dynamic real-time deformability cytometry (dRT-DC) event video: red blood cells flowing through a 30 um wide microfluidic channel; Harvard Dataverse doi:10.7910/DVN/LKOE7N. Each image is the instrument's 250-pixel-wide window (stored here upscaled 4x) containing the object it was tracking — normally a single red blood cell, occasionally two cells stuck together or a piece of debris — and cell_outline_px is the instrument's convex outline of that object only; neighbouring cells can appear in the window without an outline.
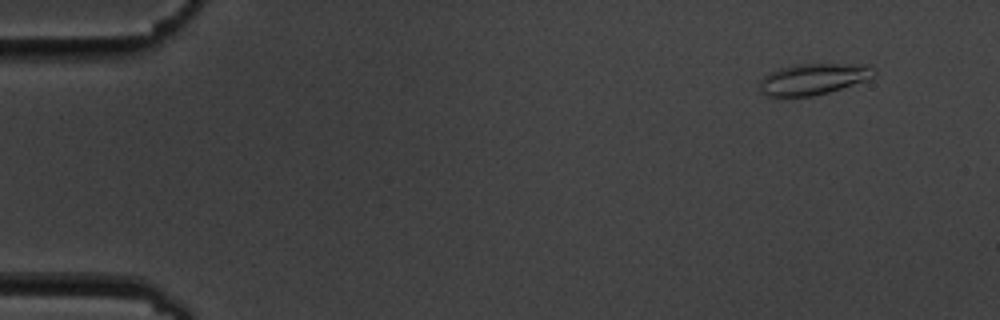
{"species": "common noctule bat (a hibernating species)", "species_latin": "Nyctalus noctula", "temperature_condition": "cold", "stored_images_in_passage": 13, "camera_frame_rate_fps": 3000, "um_per_image_px": 0.085, "animal": {"sex": "male", "body_mass_g": 19.5, "forearm_length_mm": 54.6}, "frame": {"image": 1, "passage_image": 2, "time_ms": 1.0, "image_size_px": [1000, 320], "cell_outline_px": [[876, 72], [872, 76], [864, 80], [828, 92], [812, 96], [768, 96], [760, 92], [760, 80], [764, 76], [780, 68], [792, 64], [872, 64]], "centroid_in_image_um": [69.12, 6.7], "position_along_channel_um": 15.9, "area_um2": 20.58}}
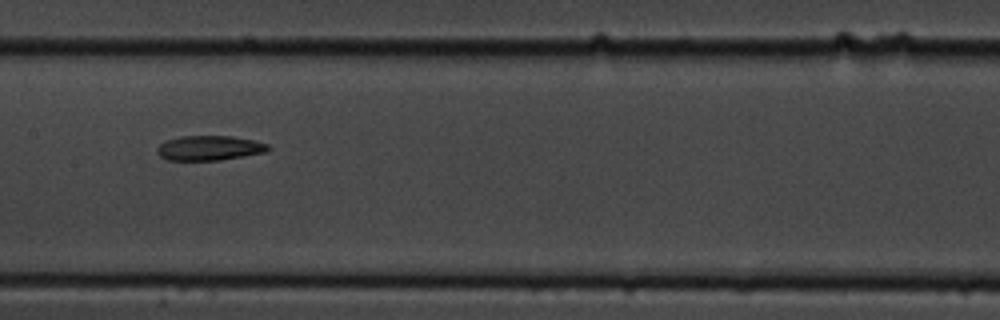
{"frame": {"image": 2, "passage_image": 8, "time_ms": 9.0, "image_size_px": [1000, 320], "cell_outline_px": [[272, 148], [268, 152], [220, 160], [164, 160], [156, 152], [156, 148], [164, 140], [180, 136], [232, 136], [252, 140], [268, 144]], "centroid_in_image_um": [17.78, 12.58], "position_along_channel_um": 189.6, "area_um2": 16.24}}
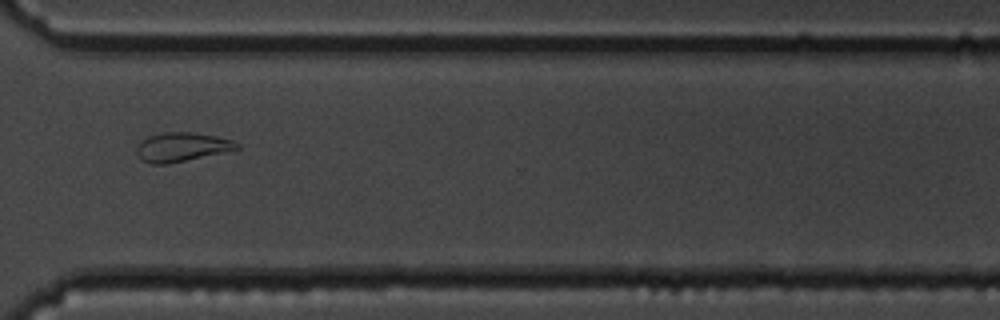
{"frame": {"image": 3, "passage_image": 12, "time_ms": 13.667, "image_size_px": [1000, 320], "cell_outline_px": [[240, 148], [168, 164], [152, 164], [140, 160], [136, 152], [136, 148], [148, 136], [164, 132], [188, 132], [216, 136], [232, 140], [240, 144]], "centroid_in_image_um": [15.42, 12.5], "position_along_channel_um": 355.2, "area_um2": 16.7}}